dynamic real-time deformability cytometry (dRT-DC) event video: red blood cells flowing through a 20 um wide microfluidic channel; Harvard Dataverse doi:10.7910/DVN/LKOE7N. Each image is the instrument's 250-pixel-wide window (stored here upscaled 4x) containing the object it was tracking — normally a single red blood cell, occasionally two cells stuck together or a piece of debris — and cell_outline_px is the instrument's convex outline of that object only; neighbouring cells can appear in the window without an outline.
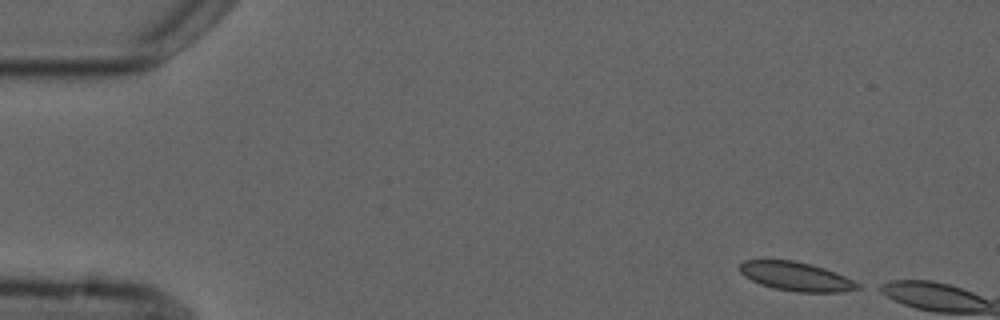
{"species": "common noctule bat (a hibernating species)", "species_latin": "Nyctalus noctula", "temperature_condition": "cold", "stored_images_in_passage": 3, "camera_frame_rate_fps": 3000, "um_per_image_px": 0.085, "animal": {"sex": "male", "forearm_length_mm": 52.5}, "frame": {"image": 1, "passage_image": 1, "time_ms": 0.0, "image_size_px": [1000, 320], "cell_outline_px": [[860, 288], [840, 292], [796, 292], [772, 288], [760, 284], [744, 276], [740, 272], [740, 264], [744, 260], [792, 260], [812, 264], [836, 272], [860, 284]], "centroid_in_image_um": [67.65, 23.5], "position_along_channel_um": 17.3, "area_um2": 19.83}}